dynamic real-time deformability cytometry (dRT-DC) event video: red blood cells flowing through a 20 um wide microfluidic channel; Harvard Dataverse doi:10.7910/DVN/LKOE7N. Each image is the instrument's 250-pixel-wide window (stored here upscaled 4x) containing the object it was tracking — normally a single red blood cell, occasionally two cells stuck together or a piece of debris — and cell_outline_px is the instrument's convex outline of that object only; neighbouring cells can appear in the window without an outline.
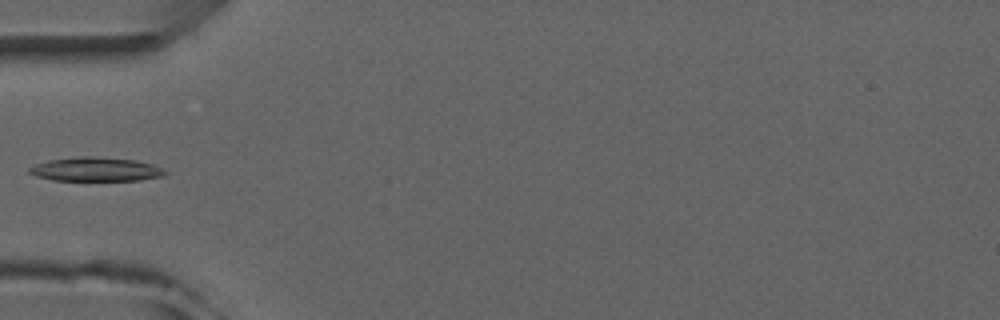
{"species": "common noctule bat (a hibernating species)", "species_latin": "Nyctalus noctula", "temperature_condition": "room temperature", "stored_images_in_passage": 3, "camera_frame_rate_fps": 3000, "um_per_image_px": 0.085, "animal": {"sex": "male", "forearm_length_mm": 52.5}, "frame": {"image": 1, "passage_image": 3, "time_ms": 3.0, "image_size_px": [1000, 320], "cell_outline_px": [[168, 172], [164, 176], [140, 180], [52, 180], [36, 176], [28, 172], [28, 168], [36, 164], [48, 160], [80, 156], [92, 156], [136, 160], [152, 164]], "centroid_in_image_um": [8.13, 14.39], "position_along_channel_um": 76.9, "area_um2": 18.9}}